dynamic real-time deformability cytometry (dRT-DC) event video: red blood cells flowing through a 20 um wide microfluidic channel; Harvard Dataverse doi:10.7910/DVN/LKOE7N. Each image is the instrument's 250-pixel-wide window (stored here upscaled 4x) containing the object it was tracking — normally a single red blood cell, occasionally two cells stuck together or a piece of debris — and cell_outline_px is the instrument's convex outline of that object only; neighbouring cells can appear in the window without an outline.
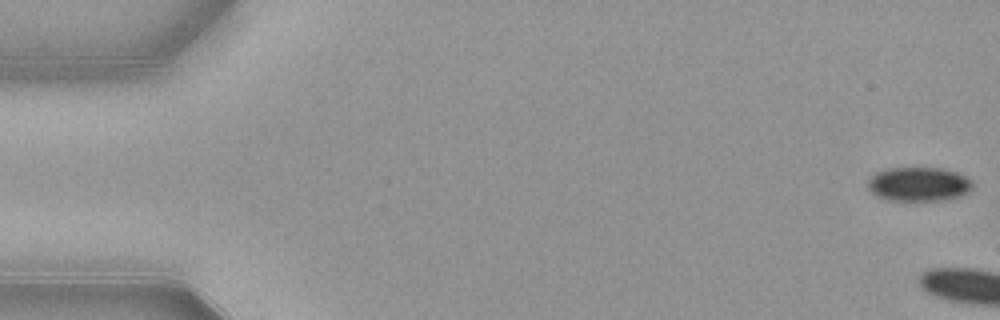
{"species": "common noctule bat (a hibernating species)", "species_latin": "Nyctalus noctula", "temperature_condition": "warm", "stored_images_in_passage": 7, "camera_frame_rate_fps": 3000, "um_per_image_px": 0.085, "animal": {"sex": "female", "body_mass_g": 21.9}, "frame": {"image": 1, "passage_image": 1, "time_ms": 0.0, "image_size_px": [1000, 320], "cell_outline_px": [[972, 188], [968, 192], [960, 196], [944, 200], [888, 200], [876, 196], [868, 188], [868, 176], [884, 168], [944, 168], [956, 172], [972, 180]], "centroid_in_image_um": [78.06, 15.64], "position_along_channel_um": 6.9, "area_um2": 20.98}}